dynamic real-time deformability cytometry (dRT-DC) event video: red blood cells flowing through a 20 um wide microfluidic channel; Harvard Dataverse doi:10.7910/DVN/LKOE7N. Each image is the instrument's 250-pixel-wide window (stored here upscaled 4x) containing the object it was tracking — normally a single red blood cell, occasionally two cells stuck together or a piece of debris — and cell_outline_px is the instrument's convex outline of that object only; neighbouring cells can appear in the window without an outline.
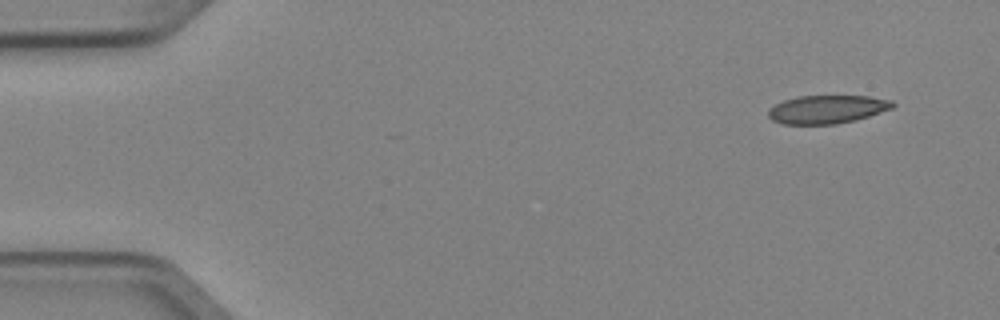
{"species": "Egyptian fruit bat (a non-hibernating species)", "species_latin": "Rousettus aegyptiacus", "temperature_condition": "cold", "stored_images_in_passage": 4, "camera_frame_rate_fps": 3000, "um_per_image_px": 0.085, "animal": {"sex": "female"}, "frame": {"image": 1, "passage_image": 1, "time_ms": 0.0, "image_size_px": [1000, 320], "cell_outline_px": [[896, 104], [892, 108], [856, 120], [836, 124], [780, 124], [772, 120], [768, 116], [768, 112], [776, 104], [784, 100], [800, 96], [868, 96], [892, 100]], "centroid_in_image_um": [70.31, 9.3], "position_along_channel_um": 14.7, "area_um2": 20.4}}
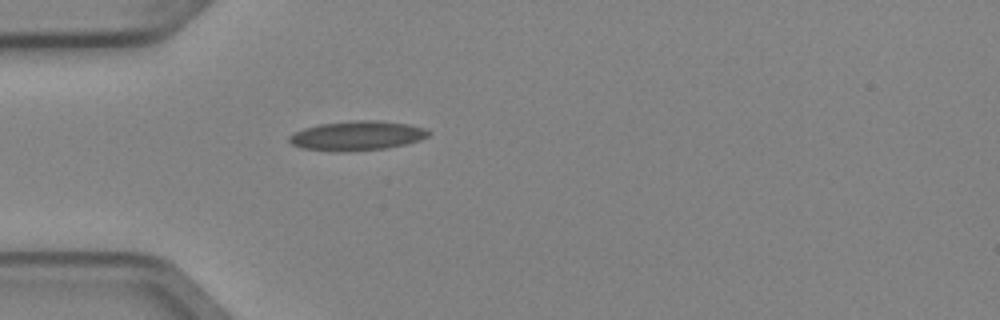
{"frame": {"image": 2, "passage_image": 4, "time_ms": 1.0, "image_size_px": [1000, 320], "cell_outline_px": [[428, 136], [420, 140], [404, 144], [384, 148], [344, 152], [332, 152], [300, 148], [292, 144], [288, 140], [288, 136], [304, 128], [320, 124], [352, 120], [380, 120], [408, 124], [424, 128], [428, 132]], "centroid_in_image_um": [30.3, 11.54], "position_along_channel_um": 54.7, "area_um2": 23.93}}